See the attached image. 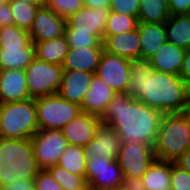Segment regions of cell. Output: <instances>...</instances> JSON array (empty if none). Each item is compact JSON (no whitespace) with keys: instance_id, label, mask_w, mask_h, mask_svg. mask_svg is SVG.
Segmentation results:
<instances>
[{"instance_id":"14","label":"cell","mask_w":190,"mask_h":190,"mask_svg":"<svg viewBox=\"0 0 190 190\" xmlns=\"http://www.w3.org/2000/svg\"><path fill=\"white\" fill-rule=\"evenodd\" d=\"M100 122L99 116L80 112L62 128V132L68 144L84 147L95 137Z\"/></svg>"},{"instance_id":"41","label":"cell","mask_w":190,"mask_h":190,"mask_svg":"<svg viewBox=\"0 0 190 190\" xmlns=\"http://www.w3.org/2000/svg\"><path fill=\"white\" fill-rule=\"evenodd\" d=\"M14 25V17L9 2L0 4V28Z\"/></svg>"},{"instance_id":"45","label":"cell","mask_w":190,"mask_h":190,"mask_svg":"<svg viewBox=\"0 0 190 190\" xmlns=\"http://www.w3.org/2000/svg\"><path fill=\"white\" fill-rule=\"evenodd\" d=\"M7 1H19V2L21 1L24 3L34 5L38 8L45 7V0H7Z\"/></svg>"},{"instance_id":"9","label":"cell","mask_w":190,"mask_h":190,"mask_svg":"<svg viewBox=\"0 0 190 190\" xmlns=\"http://www.w3.org/2000/svg\"><path fill=\"white\" fill-rule=\"evenodd\" d=\"M30 141L39 170H48L57 164L69 145L62 130L38 129Z\"/></svg>"},{"instance_id":"15","label":"cell","mask_w":190,"mask_h":190,"mask_svg":"<svg viewBox=\"0 0 190 190\" xmlns=\"http://www.w3.org/2000/svg\"><path fill=\"white\" fill-rule=\"evenodd\" d=\"M93 76L94 73L85 71L64 70L57 94L61 98L81 106L84 96L90 88Z\"/></svg>"},{"instance_id":"39","label":"cell","mask_w":190,"mask_h":190,"mask_svg":"<svg viewBox=\"0 0 190 190\" xmlns=\"http://www.w3.org/2000/svg\"><path fill=\"white\" fill-rule=\"evenodd\" d=\"M170 15L190 14V0H168Z\"/></svg>"},{"instance_id":"11","label":"cell","mask_w":190,"mask_h":190,"mask_svg":"<svg viewBox=\"0 0 190 190\" xmlns=\"http://www.w3.org/2000/svg\"><path fill=\"white\" fill-rule=\"evenodd\" d=\"M122 140L110 124L100 122L95 132V137L86 144L84 154L86 160L95 158H114L118 157Z\"/></svg>"},{"instance_id":"3","label":"cell","mask_w":190,"mask_h":190,"mask_svg":"<svg viewBox=\"0 0 190 190\" xmlns=\"http://www.w3.org/2000/svg\"><path fill=\"white\" fill-rule=\"evenodd\" d=\"M38 171L30 138L0 137V188L16 179H34Z\"/></svg>"},{"instance_id":"8","label":"cell","mask_w":190,"mask_h":190,"mask_svg":"<svg viewBox=\"0 0 190 190\" xmlns=\"http://www.w3.org/2000/svg\"><path fill=\"white\" fill-rule=\"evenodd\" d=\"M126 184L135 185L155 160L153 146L144 143H122L118 157Z\"/></svg>"},{"instance_id":"47","label":"cell","mask_w":190,"mask_h":190,"mask_svg":"<svg viewBox=\"0 0 190 190\" xmlns=\"http://www.w3.org/2000/svg\"><path fill=\"white\" fill-rule=\"evenodd\" d=\"M117 190H139V188L133 184H126Z\"/></svg>"},{"instance_id":"17","label":"cell","mask_w":190,"mask_h":190,"mask_svg":"<svg viewBox=\"0 0 190 190\" xmlns=\"http://www.w3.org/2000/svg\"><path fill=\"white\" fill-rule=\"evenodd\" d=\"M104 51L121 56L128 60L141 58V44L138 29L118 34L104 36Z\"/></svg>"},{"instance_id":"46","label":"cell","mask_w":190,"mask_h":190,"mask_svg":"<svg viewBox=\"0 0 190 190\" xmlns=\"http://www.w3.org/2000/svg\"><path fill=\"white\" fill-rule=\"evenodd\" d=\"M186 110H190V81L187 82L186 87Z\"/></svg>"},{"instance_id":"5","label":"cell","mask_w":190,"mask_h":190,"mask_svg":"<svg viewBox=\"0 0 190 190\" xmlns=\"http://www.w3.org/2000/svg\"><path fill=\"white\" fill-rule=\"evenodd\" d=\"M38 129L35 99L0 103V137L31 138Z\"/></svg>"},{"instance_id":"38","label":"cell","mask_w":190,"mask_h":190,"mask_svg":"<svg viewBox=\"0 0 190 190\" xmlns=\"http://www.w3.org/2000/svg\"><path fill=\"white\" fill-rule=\"evenodd\" d=\"M114 158H95L86 160V171L114 170Z\"/></svg>"},{"instance_id":"37","label":"cell","mask_w":190,"mask_h":190,"mask_svg":"<svg viewBox=\"0 0 190 190\" xmlns=\"http://www.w3.org/2000/svg\"><path fill=\"white\" fill-rule=\"evenodd\" d=\"M34 190H63L48 170H39L33 179Z\"/></svg>"},{"instance_id":"49","label":"cell","mask_w":190,"mask_h":190,"mask_svg":"<svg viewBox=\"0 0 190 190\" xmlns=\"http://www.w3.org/2000/svg\"><path fill=\"white\" fill-rule=\"evenodd\" d=\"M183 113L185 114V116L188 120L189 126H190V110H185Z\"/></svg>"},{"instance_id":"35","label":"cell","mask_w":190,"mask_h":190,"mask_svg":"<svg viewBox=\"0 0 190 190\" xmlns=\"http://www.w3.org/2000/svg\"><path fill=\"white\" fill-rule=\"evenodd\" d=\"M171 190H190V174L171 162Z\"/></svg>"},{"instance_id":"27","label":"cell","mask_w":190,"mask_h":190,"mask_svg":"<svg viewBox=\"0 0 190 190\" xmlns=\"http://www.w3.org/2000/svg\"><path fill=\"white\" fill-rule=\"evenodd\" d=\"M138 22L165 24L170 17L168 0H139Z\"/></svg>"},{"instance_id":"48","label":"cell","mask_w":190,"mask_h":190,"mask_svg":"<svg viewBox=\"0 0 190 190\" xmlns=\"http://www.w3.org/2000/svg\"><path fill=\"white\" fill-rule=\"evenodd\" d=\"M86 190H113V189H107V188H103V187H96L94 185L87 184L86 185Z\"/></svg>"},{"instance_id":"19","label":"cell","mask_w":190,"mask_h":190,"mask_svg":"<svg viewBox=\"0 0 190 190\" xmlns=\"http://www.w3.org/2000/svg\"><path fill=\"white\" fill-rule=\"evenodd\" d=\"M185 51V49L166 41L151 57L149 63L157 72L180 76Z\"/></svg>"},{"instance_id":"24","label":"cell","mask_w":190,"mask_h":190,"mask_svg":"<svg viewBox=\"0 0 190 190\" xmlns=\"http://www.w3.org/2000/svg\"><path fill=\"white\" fill-rule=\"evenodd\" d=\"M36 58L35 44L31 42L24 48L6 47L0 48V69H26Z\"/></svg>"},{"instance_id":"51","label":"cell","mask_w":190,"mask_h":190,"mask_svg":"<svg viewBox=\"0 0 190 190\" xmlns=\"http://www.w3.org/2000/svg\"><path fill=\"white\" fill-rule=\"evenodd\" d=\"M7 2V0H0V4Z\"/></svg>"},{"instance_id":"13","label":"cell","mask_w":190,"mask_h":190,"mask_svg":"<svg viewBox=\"0 0 190 190\" xmlns=\"http://www.w3.org/2000/svg\"><path fill=\"white\" fill-rule=\"evenodd\" d=\"M66 19L48 7L39 8L29 30L32 42L48 41L65 34Z\"/></svg>"},{"instance_id":"21","label":"cell","mask_w":190,"mask_h":190,"mask_svg":"<svg viewBox=\"0 0 190 190\" xmlns=\"http://www.w3.org/2000/svg\"><path fill=\"white\" fill-rule=\"evenodd\" d=\"M171 161L156 159L135 184L139 190H171Z\"/></svg>"},{"instance_id":"44","label":"cell","mask_w":190,"mask_h":190,"mask_svg":"<svg viewBox=\"0 0 190 190\" xmlns=\"http://www.w3.org/2000/svg\"><path fill=\"white\" fill-rule=\"evenodd\" d=\"M111 0H83L84 6L88 8H109Z\"/></svg>"},{"instance_id":"50","label":"cell","mask_w":190,"mask_h":190,"mask_svg":"<svg viewBox=\"0 0 190 190\" xmlns=\"http://www.w3.org/2000/svg\"><path fill=\"white\" fill-rule=\"evenodd\" d=\"M0 94H1V69H0Z\"/></svg>"},{"instance_id":"31","label":"cell","mask_w":190,"mask_h":190,"mask_svg":"<svg viewBox=\"0 0 190 190\" xmlns=\"http://www.w3.org/2000/svg\"><path fill=\"white\" fill-rule=\"evenodd\" d=\"M138 19L126 14L110 12L104 36L118 35L137 28Z\"/></svg>"},{"instance_id":"12","label":"cell","mask_w":190,"mask_h":190,"mask_svg":"<svg viewBox=\"0 0 190 190\" xmlns=\"http://www.w3.org/2000/svg\"><path fill=\"white\" fill-rule=\"evenodd\" d=\"M109 15V8L91 9L83 6L77 13L66 18V24L74 29V33H91L103 40Z\"/></svg>"},{"instance_id":"33","label":"cell","mask_w":190,"mask_h":190,"mask_svg":"<svg viewBox=\"0 0 190 190\" xmlns=\"http://www.w3.org/2000/svg\"><path fill=\"white\" fill-rule=\"evenodd\" d=\"M65 37L70 46V49L75 48H104L103 40L98 35L91 33H74L67 24L65 26Z\"/></svg>"},{"instance_id":"40","label":"cell","mask_w":190,"mask_h":190,"mask_svg":"<svg viewBox=\"0 0 190 190\" xmlns=\"http://www.w3.org/2000/svg\"><path fill=\"white\" fill-rule=\"evenodd\" d=\"M0 190H34L33 179H16L3 185Z\"/></svg>"},{"instance_id":"25","label":"cell","mask_w":190,"mask_h":190,"mask_svg":"<svg viewBox=\"0 0 190 190\" xmlns=\"http://www.w3.org/2000/svg\"><path fill=\"white\" fill-rule=\"evenodd\" d=\"M164 25L167 42L190 49V14L170 15Z\"/></svg>"},{"instance_id":"28","label":"cell","mask_w":190,"mask_h":190,"mask_svg":"<svg viewBox=\"0 0 190 190\" xmlns=\"http://www.w3.org/2000/svg\"><path fill=\"white\" fill-rule=\"evenodd\" d=\"M58 165L76 175H85L86 158L82 146L68 145L58 160Z\"/></svg>"},{"instance_id":"2","label":"cell","mask_w":190,"mask_h":190,"mask_svg":"<svg viewBox=\"0 0 190 190\" xmlns=\"http://www.w3.org/2000/svg\"><path fill=\"white\" fill-rule=\"evenodd\" d=\"M163 115L128 94H116L100 119L114 128L122 143L154 146Z\"/></svg>"},{"instance_id":"7","label":"cell","mask_w":190,"mask_h":190,"mask_svg":"<svg viewBox=\"0 0 190 190\" xmlns=\"http://www.w3.org/2000/svg\"><path fill=\"white\" fill-rule=\"evenodd\" d=\"M63 72L62 65L50 64L35 58L25 69L30 98L56 94L61 85Z\"/></svg>"},{"instance_id":"22","label":"cell","mask_w":190,"mask_h":190,"mask_svg":"<svg viewBox=\"0 0 190 190\" xmlns=\"http://www.w3.org/2000/svg\"><path fill=\"white\" fill-rule=\"evenodd\" d=\"M137 29L141 44V59L150 60L167 41L165 25L138 22Z\"/></svg>"},{"instance_id":"18","label":"cell","mask_w":190,"mask_h":190,"mask_svg":"<svg viewBox=\"0 0 190 190\" xmlns=\"http://www.w3.org/2000/svg\"><path fill=\"white\" fill-rule=\"evenodd\" d=\"M30 98L24 69L1 70L0 103L18 102Z\"/></svg>"},{"instance_id":"20","label":"cell","mask_w":190,"mask_h":190,"mask_svg":"<svg viewBox=\"0 0 190 190\" xmlns=\"http://www.w3.org/2000/svg\"><path fill=\"white\" fill-rule=\"evenodd\" d=\"M104 48L70 49L63 62V70L85 71L96 74Z\"/></svg>"},{"instance_id":"42","label":"cell","mask_w":190,"mask_h":190,"mask_svg":"<svg viewBox=\"0 0 190 190\" xmlns=\"http://www.w3.org/2000/svg\"><path fill=\"white\" fill-rule=\"evenodd\" d=\"M180 76L186 83L190 81V49L185 51Z\"/></svg>"},{"instance_id":"26","label":"cell","mask_w":190,"mask_h":190,"mask_svg":"<svg viewBox=\"0 0 190 190\" xmlns=\"http://www.w3.org/2000/svg\"><path fill=\"white\" fill-rule=\"evenodd\" d=\"M87 184L96 187L117 190L126 185L123 171L119 167L117 160H114V170L85 171Z\"/></svg>"},{"instance_id":"1","label":"cell","mask_w":190,"mask_h":190,"mask_svg":"<svg viewBox=\"0 0 190 190\" xmlns=\"http://www.w3.org/2000/svg\"><path fill=\"white\" fill-rule=\"evenodd\" d=\"M125 94L163 114L186 110L187 83L181 76L157 72L149 60H130V78Z\"/></svg>"},{"instance_id":"6","label":"cell","mask_w":190,"mask_h":190,"mask_svg":"<svg viewBox=\"0 0 190 190\" xmlns=\"http://www.w3.org/2000/svg\"><path fill=\"white\" fill-rule=\"evenodd\" d=\"M39 129L62 130L81 111V106L61 98L57 93L35 99Z\"/></svg>"},{"instance_id":"29","label":"cell","mask_w":190,"mask_h":190,"mask_svg":"<svg viewBox=\"0 0 190 190\" xmlns=\"http://www.w3.org/2000/svg\"><path fill=\"white\" fill-rule=\"evenodd\" d=\"M32 42L29 32L16 25L0 28V48H24Z\"/></svg>"},{"instance_id":"34","label":"cell","mask_w":190,"mask_h":190,"mask_svg":"<svg viewBox=\"0 0 190 190\" xmlns=\"http://www.w3.org/2000/svg\"><path fill=\"white\" fill-rule=\"evenodd\" d=\"M45 6L63 18L77 13L83 6V0H45Z\"/></svg>"},{"instance_id":"30","label":"cell","mask_w":190,"mask_h":190,"mask_svg":"<svg viewBox=\"0 0 190 190\" xmlns=\"http://www.w3.org/2000/svg\"><path fill=\"white\" fill-rule=\"evenodd\" d=\"M8 2L13 13L14 25L29 32L39 8L21 1Z\"/></svg>"},{"instance_id":"4","label":"cell","mask_w":190,"mask_h":190,"mask_svg":"<svg viewBox=\"0 0 190 190\" xmlns=\"http://www.w3.org/2000/svg\"><path fill=\"white\" fill-rule=\"evenodd\" d=\"M189 147L190 126L185 114H164L153 146L155 158L175 162Z\"/></svg>"},{"instance_id":"36","label":"cell","mask_w":190,"mask_h":190,"mask_svg":"<svg viewBox=\"0 0 190 190\" xmlns=\"http://www.w3.org/2000/svg\"><path fill=\"white\" fill-rule=\"evenodd\" d=\"M140 8L139 0H111L109 10L110 12H116L136 17L138 19V13Z\"/></svg>"},{"instance_id":"32","label":"cell","mask_w":190,"mask_h":190,"mask_svg":"<svg viewBox=\"0 0 190 190\" xmlns=\"http://www.w3.org/2000/svg\"><path fill=\"white\" fill-rule=\"evenodd\" d=\"M48 171L63 188V190H79L87 185L85 175L69 173L58 164H55L53 167L49 168Z\"/></svg>"},{"instance_id":"16","label":"cell","mask_w":190,"mask_h":190,"mask_svg":"<svg viewBox=\"0 0 190 190\" xmlns=\"http://www.w3.org/2000/svg\"><path fill=\"white\" fill-rule=\"evenodd\" d=\"M117 93L94 74L89 90L81 104V111L101 117L107 105Z\"/></svg>"},{"instance_id":"10","label":"cell","mask_w":190,"mask_h":190,"mask_svg":"<svg viewBox=\"0 0 190 190\" xmlns=\"http://www.w3.org/2000/svg\"><path fill=\"white\" fill-rule=\"evenodd\" d=\"M117 94H125L130 78V60L103 51L96 71Z\"/></svg>"},{"instance_id":"43","label":"cell","mask_w":190,"mask_h":190,"mask_svg":"<svg viewBox=\"0 0 190 190\" xmlns=\"http://www.w3.org/2000/svg\"><path fill=\"white\" fill-rule=\"evenodd\" d=\"M175 163L190 174V147L175 161Z\"/></svg>"},{"instance_id":"23","label":"cell","mask_w":190,"mask_h":190,"mask_svg":"<svg viewBox=\"0 0 190 190\" xmlns=\"http://www.w3.org/2000/svg\"><path fill=\"white\" fill-rule=\"evenodd\" d=\"M33 43L35 44L36 58L54 65H63L65 57L70 50L65 35L48 41Z\"/></svg>"}]
</instances>
